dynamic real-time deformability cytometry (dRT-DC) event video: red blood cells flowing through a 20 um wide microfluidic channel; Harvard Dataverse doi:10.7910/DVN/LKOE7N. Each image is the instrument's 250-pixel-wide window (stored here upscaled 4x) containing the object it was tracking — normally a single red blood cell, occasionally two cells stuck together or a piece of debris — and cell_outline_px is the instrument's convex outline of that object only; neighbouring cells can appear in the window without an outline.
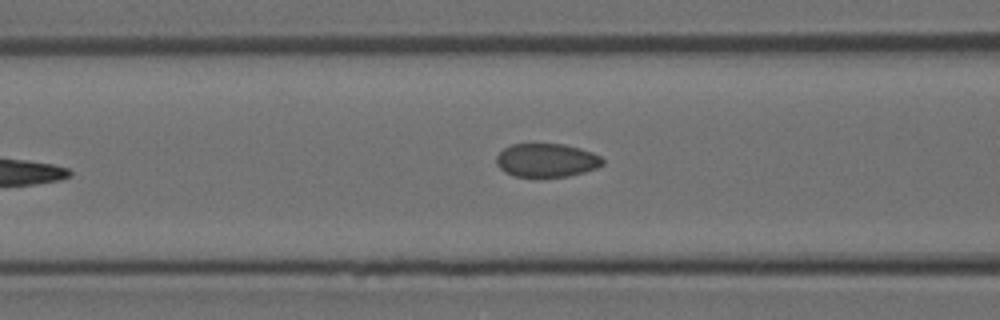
{"species": "Egyptian fruit bat (a non-hibernating species)", "species_latin": "Rousettus aegyptiacus", "temperature_condition": "room temperature", "stored_images_in_passage": 6, "camera_frame_rate_fps": 3000, "um_per_image_px": 0.085, "animal": {"sex": "female"}, "frame": {"image": 1, "passage_image": 6, "time_ms": 1.667, "image_size_px": [1000, 320], "cell_outline_px": [[604, 164], [596, 168], [584, 172], [568, 176], [512, 176], [504, 172], [496, 164], [496, 156], [504, 148], [512, 144], [564, 144], [580, 148], [592, 152], [600, 156], [604, 160]], "centroid_in_image_um": [46.45, 13.61], "position_along_channel_um": 120.1, "area_um2": 20.75}}